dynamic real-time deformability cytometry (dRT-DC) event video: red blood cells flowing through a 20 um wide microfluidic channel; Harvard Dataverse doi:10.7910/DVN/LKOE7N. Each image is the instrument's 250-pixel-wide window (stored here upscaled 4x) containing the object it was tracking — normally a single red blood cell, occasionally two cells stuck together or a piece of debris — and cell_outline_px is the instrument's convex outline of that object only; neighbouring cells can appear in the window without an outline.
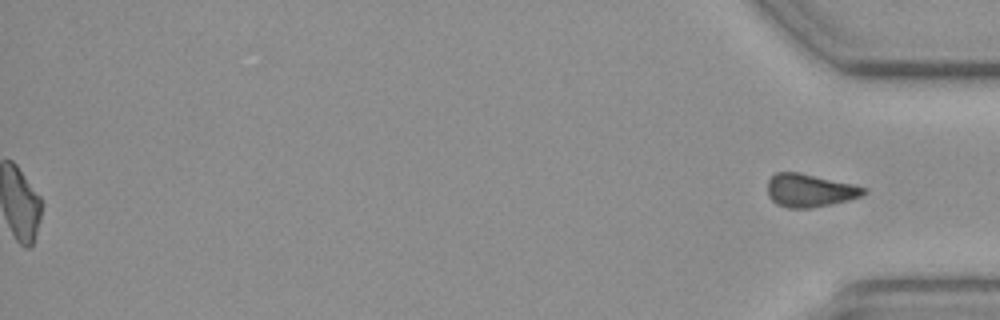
{"species": "common noctule bat (a hibernating species)", "species_latin": "Nyctalus noctula", "temperature_condition": "cold", "stored_images_in_passage": 54, "segment_of_instrument_passage": [2, 2], "camera_frame_rate_fps": 3000, "um_per_image_px": 0.085, "animal": {"sex": "female", "body_mass_g": 19.3, "forearm_length_mm": 54.1}, "frame": {"image": 1, "passage_image": 54, "time_ms": 17.667, "image_size_px": [1000, 320], "cell_outline_px": [[868, 192], [860, 196], [848, 200], [832, 204], [812, 208], [788, 208], [776, 204], [768, 196], [768, 180], [776, 172], [800, 172], [852, 184], [868, 188]], "centroid_in_image_um": [68.83, 16.19], "position_along_channel_um": 366.4, "area_um2": 18.61}}